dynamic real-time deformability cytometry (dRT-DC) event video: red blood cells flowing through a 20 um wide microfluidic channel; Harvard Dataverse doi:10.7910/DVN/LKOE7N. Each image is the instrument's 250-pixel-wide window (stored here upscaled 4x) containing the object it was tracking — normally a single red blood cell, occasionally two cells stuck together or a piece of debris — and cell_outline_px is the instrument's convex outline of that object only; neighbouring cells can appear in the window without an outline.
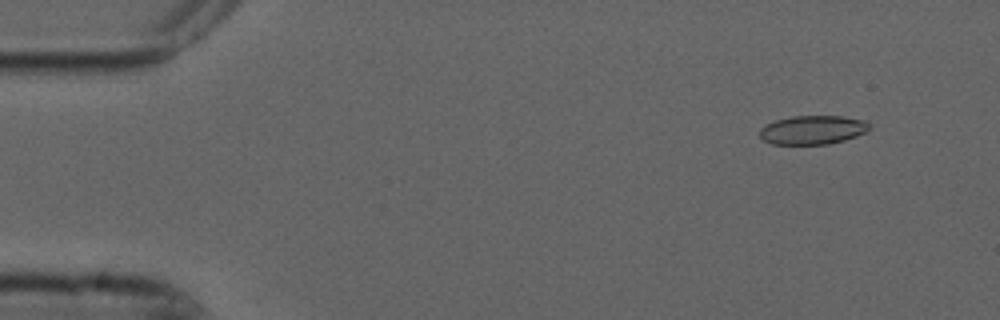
{"species": "common noctule bat (a hibernating species)", "species_latin": "Nyctalus noctula", "temperature_condition": "cold", "stored_images_in_passage": 51, "camera_frame_rate_fps": 3000, "um_per_image_px": 0.085, "animal": {"sex": "male", "forearm_length_mm": 52.5}, "frame": {"image": 1, "passage_image": 2, "time_ms": 0.333, "image_size_px": [1000, 320], "cell_outline_px": [[872, 128], [856, 136], [844, 140], [828, 144], [772, 144], [764, 140], [760, 136], [760, 128], [764, 124], [776, 120], [792, 116], [844, 116], [864, 120], [872, 124]], "centroid_in_image_um": [69.09, 11.03], "position_along_channel_um": 15.9, "area_um2": 18.55}}
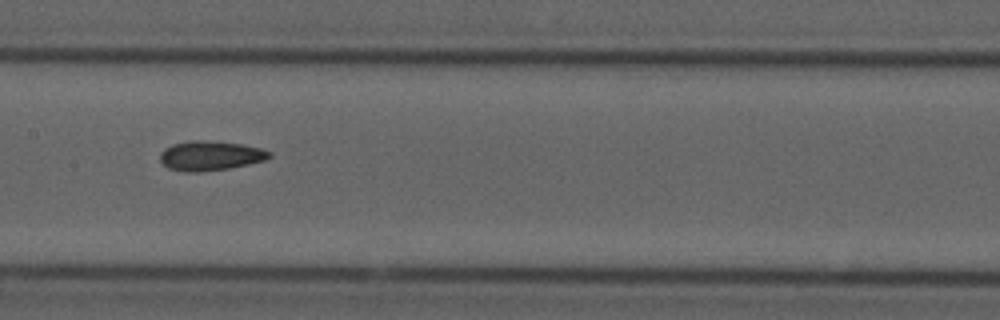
{"frame": {"image": 2, "passage_image": 24, "time_ms": 7.667, "image_size_px": [1000, 320], "cell_outline_px": [[272, 156], [264, 160], [248, 164], [228, 168], [200, 172], [184, 172], [168, 168], [160, 160], [160, 152], [164, 148], [172, 144], [188, 140], [204, 140], [240, 144], [260, 148], [272, 152]], "centroid_in_image_um": [17.84, 13.23], "position_along_channel_um": 189.6, "area_um2": 18.84}}
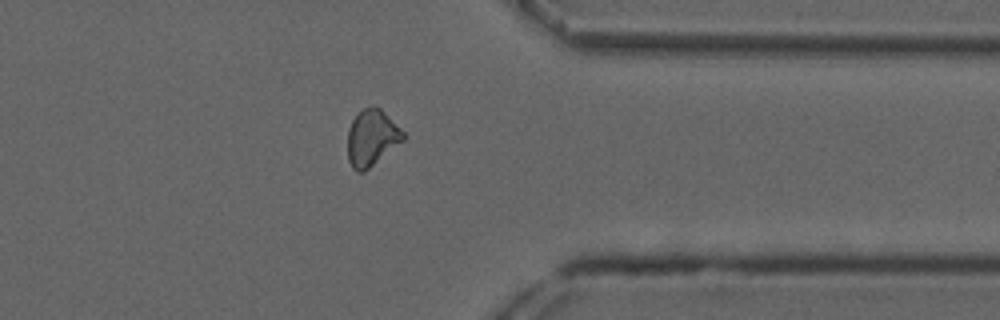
{"frame": {"image": 3, "passage_image": 40, "time_ms": 13.0, "image_size_px": [1000, 320], "cell_outline_px": [[404, 140], [364, 172], [356, 172], [352, 168], [348, 160], [348, 128], [352, 120], [364, 108], [380, 108], [404, 132]], "centroid_in_image_um": [31.58, 11.75], "position_along_channel_um": 379.8, "area_um2": 17.92}, "authors_computed_cell_mechanics": {"area_um2": 18.5538, "velocity_mm_per_s": 3.7482, "shape_relaxation_time_tau1_ms": null, "shape_relaxation_time_tau2_ms": 3.173, "deformation_change_tau1": null, "deformation_change_tau2": 0.0955}}